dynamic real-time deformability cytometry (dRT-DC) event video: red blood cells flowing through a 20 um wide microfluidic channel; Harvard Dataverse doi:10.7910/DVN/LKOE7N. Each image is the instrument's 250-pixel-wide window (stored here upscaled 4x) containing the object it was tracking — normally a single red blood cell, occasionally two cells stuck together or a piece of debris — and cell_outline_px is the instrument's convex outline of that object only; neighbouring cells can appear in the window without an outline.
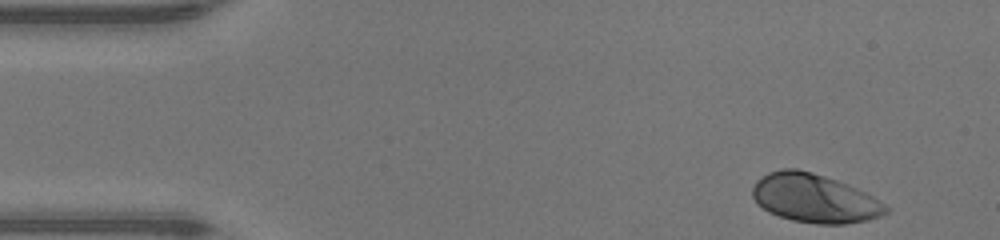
{"species": "human", "species_latin": "Homo sapiens", "temperature_condition": "warm", "stored_images_in_passage": 38, "camera_frame_rate_fps": 3000, "um_per_image_px": 0.085, "donor": {"sex": "male"}, "frame": {"image": 1, "passage_image": 1, "time_ms": 0.0, "image_size_px": [1000, 240], "cell_outline_px": [[888, 212], [880, 216], [868, 220], [844, 224], [816, 224], [792, 220], [768, 212], [756, 204], [752, 196], [752, 188], [756, 180], [760, 176], [768, 172], [780, 168], [796, 168], [812, 172], [848, 184], [872, 196], [884, 204], [888, 208]], "centroid_in_image_um": [69.18, 16.85], "position_along_channel_um": 15.8, "area_um2": 37.97}}
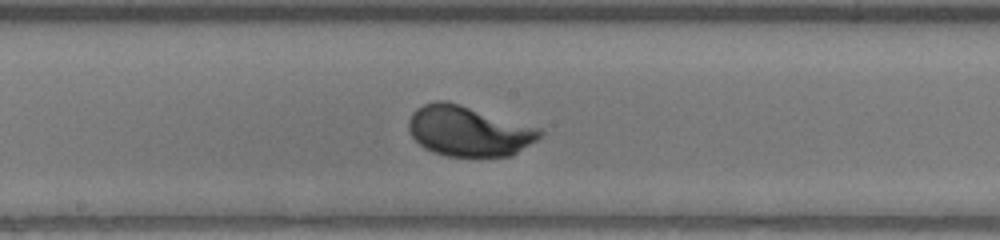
{"frame": {"image": 2, "passage_image": 22, "time_ms": 7.0, "image_size_px": [1000, 240], "cell_outline_px": [[544, 132], [536, 140], [512, 156], [448, 156], [432, 152], [424, 148], [412, 136], [408, 128], [408, 120], [412, 112], [416, 108], [424, 104], [436, 100], [444, 100], [460, 104], [540, 128]], "centroid_in_image_um": [39.81, 11.13], "position_along_channel_um": 208.4, "area_um2": 38.38}}
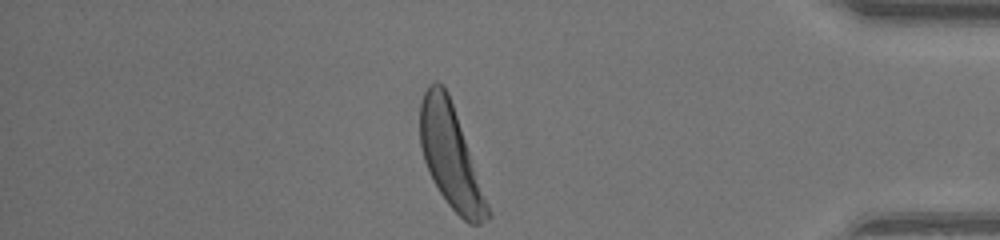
{"frame": {"image": 3, "passage_image": 38, "time_ms": 12.333, "image_size_px": [1000, 240], "cell_outline_px": [[492, 216], [488, 220], [480, 224], [468, 224], [448, 204], [432, 180], [424, 160], [420, 144], [420, 104], [424, 92], [428, 84], [436, 80], [448, 92], [492, 212]], "centroid_in_image_um": [38.31, 13.33], "position_along_channel_um": 396.9, "area_um2": 40.0}, "authors_computed_cell_mechanics": {"area_um2": 37.6278, "velocity_mm_per_s": 4.2516, "shape_relaxation_time_tau1_ms": 1.6668, "shape_relaxation_time_tau2_ms": null, "deformation_change_tau1": 0.1403, "deformation_change_tau2": null}}